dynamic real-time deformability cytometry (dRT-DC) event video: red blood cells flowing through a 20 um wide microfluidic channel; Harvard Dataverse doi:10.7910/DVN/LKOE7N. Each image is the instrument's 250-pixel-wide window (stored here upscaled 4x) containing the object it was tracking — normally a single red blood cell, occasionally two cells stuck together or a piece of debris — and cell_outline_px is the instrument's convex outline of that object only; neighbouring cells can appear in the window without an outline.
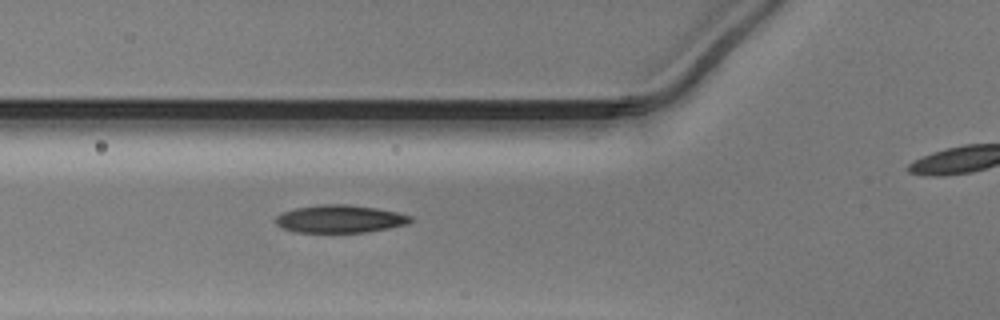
{"species": "Egyptian fruit bat (a non-hibernating species)", "species_latin": "Rousettus aegyptiacus", "temperature_condition": "warm", "stored_images_in_passage": 29, "camera_frame_rate_fps": 3000, "um_per_image_px": 0.085, "animal": {"sex": "male"}, "frame": {"image": 1, "passage_image": 3, "time_ms": 0.667, "image_size_px": [1000, 320], "cell_outline_px": [[412, 220], [408, 224], [388, 228], [364, 232], [296, 232], [284, 228], [276, 224], [276, 216], [284, 212], [296, 208], [320, 204], [348, 204], [376, 208], [396, 212], [412, 216]], "centroid_in_image_um": [28.91, 18.6], "position_along_channel_um": 96.9, "area_um2": 21.62}}
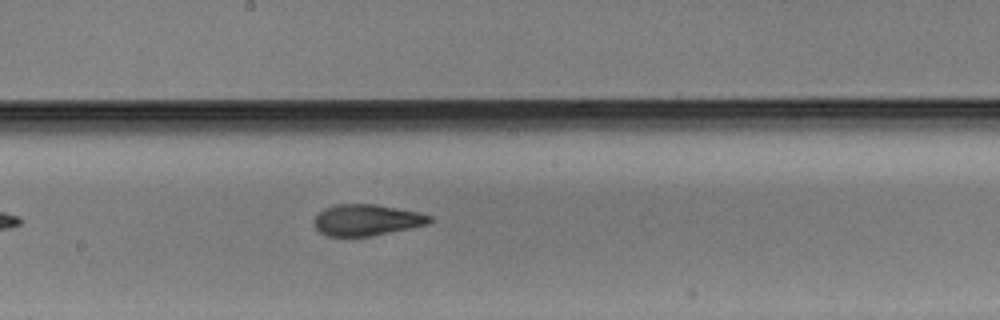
{"frame": {"image": 2, "passage_image": 12, "time_ms": 3.667, "image_size_px": [1000, 320], "cell_outline_px": [[432, 220], [428, 224], [372, 236], [324, 236], [312, 224], [316, 216], [324, 208], [336, 204], [376, 204], [420, 212], [432, 216]], "centroid_in_image_um": [31.16, 18.7], "position_along_channel_um": 217.0, "area_um2": 21.15}}
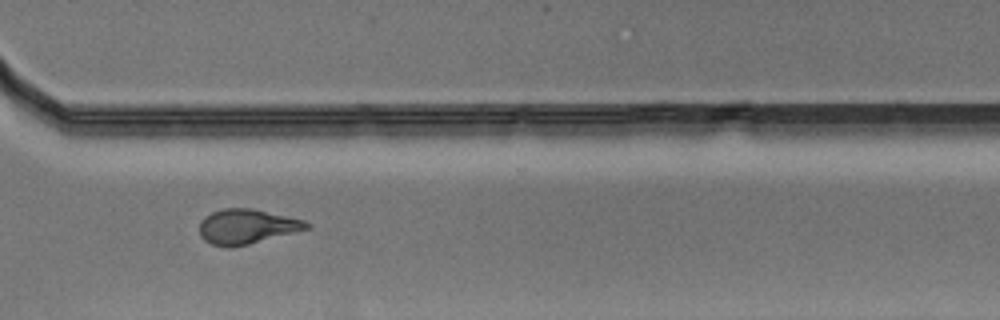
{"frame": {"image": 3, "passage_image": 22, "time_ms": 7.0, "image_size_px": [1000, 320], "cell_outline_px": [[312, 228], [248, 244], [212, 244], [204, 240], [200, 236], [200, 220], [204, 216], [212, 212], [224, 208], [252, 208], [288, 216], [304, 220], [312, 224]], "centroid_in_image_um": [21.03, 19.21], "position_along_channel_um": 349.6, "area_um2": 21.33}}